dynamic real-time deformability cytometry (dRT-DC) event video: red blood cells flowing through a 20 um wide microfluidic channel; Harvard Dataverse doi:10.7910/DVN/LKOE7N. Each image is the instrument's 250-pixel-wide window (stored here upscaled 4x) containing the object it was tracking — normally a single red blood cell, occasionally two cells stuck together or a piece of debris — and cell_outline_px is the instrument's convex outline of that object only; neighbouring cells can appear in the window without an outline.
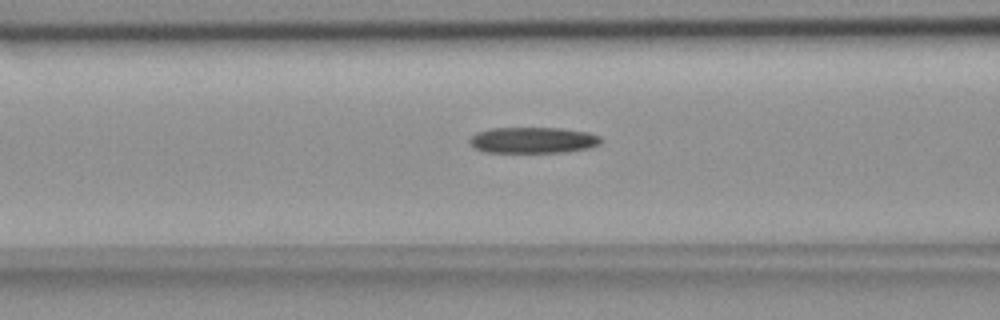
{"species": "common noctule bat (a hibernating species)", "species_latin": "Nyctalus noctula", "temperature_condition": "room temperature", "stored_images_in_passage": 54, "camera_frame_rate_fps": 3000, "um_per_image_px": 0.085, "animal": {"sex": "female", "body_mass_g": 18.4}, "frame": {"image": 1, "passage_image": 21, "time_ms": 6.667, "image_size_px": [1000, 320], "cell_outline_px": [[600, 144], [588, 148], [560, 152], [484, 152], [476, 148], [468, 140], [476, 132], [492, 128], [560, 128], [588, 132], [600, 136]], "centroid_in_image_um": [45.29, 11.91], "position_along_channel_um": 121.3, "area_um2": 19.77}}
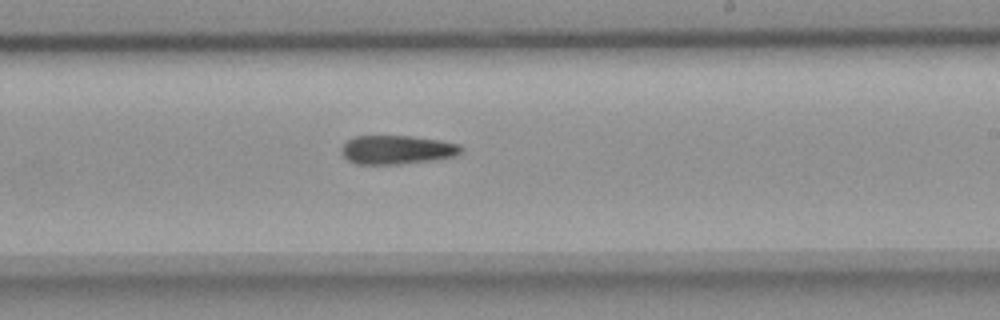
{"frame": {"image": 2, "passage_image": 32, "time_ms": 10.333, "image_size_px": [1000, 320], "cell_outline_px": [[464, 148], [456, 156], [432, 160], [400, 164], [356, 164], [348, 160], [340, 152], [340, 148], [352, 136], [412, 136], [440, 140], [460, 144]], "centroid_in_image_um": [33.74, 12.72], "position_along_channel_um": 255.3, "area_um2": 20.23}}
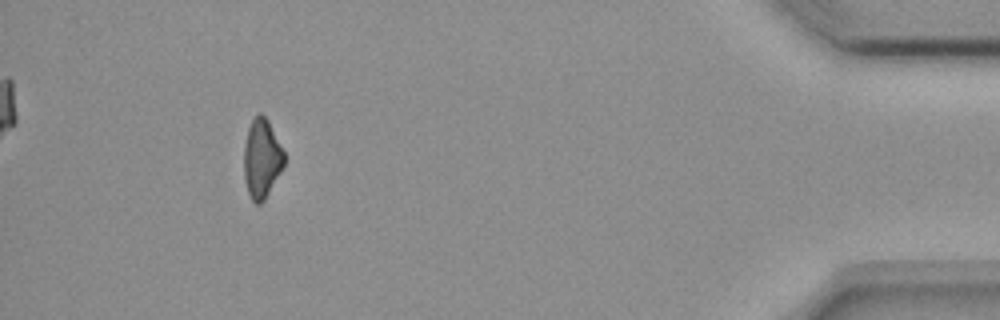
{"frame": {"image": 3, "passage_image": 50, "time_ms": 16.333, "image_size_px": [1000, 320], "cell_outline_px": [[284, 164], [280, 172], [264, 200], [260, 204], [256, 204], [252, 200], [248, 192], [244, 176], [244, 144], [248, 128], [256, 112], [260, 112], [268, 120], [284, 152]], "centroid_in_image_um": [22.23, 13.45], "position_along_channel_um": 413.0, "area_um2": 18.38}}